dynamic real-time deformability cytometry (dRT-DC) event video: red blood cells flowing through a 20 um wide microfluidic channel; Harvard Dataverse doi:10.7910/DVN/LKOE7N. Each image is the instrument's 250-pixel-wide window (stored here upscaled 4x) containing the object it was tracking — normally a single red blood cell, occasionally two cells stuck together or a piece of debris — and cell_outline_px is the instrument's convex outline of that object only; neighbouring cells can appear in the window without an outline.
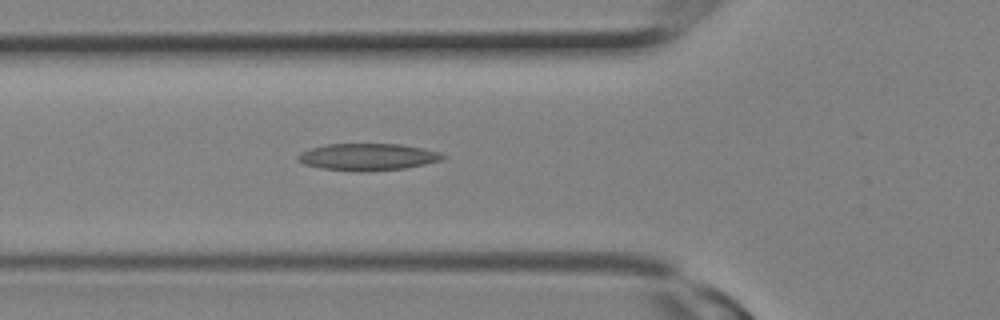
{"species": "Egyptian fruit bat (a non-hibernating species)", "species_latin": "Rousettus aegyptiacus", "temperature_condition": "room temperature", "stored_images_in_passage": 9, "camera_frame_rate_fps": 3000, "um_per_image_px": 0.085, "animal": {"sex": "female"}, "frame": {"image": 1, "passage_image": 9, "time_ms": 2.667, "image_size_px": [1000, 320], "cell_outline_px": [[448, 156], [440, 160], [424, 164], [404, 168], [360, 172], [320, 168], [304, 164], [296, 156], [300, 152], [312, 148], [328, 144], [400, 144], [440, 152]], "centroid_in_image_um": [31.25, 13.34], "position_along_channel_um": 94.6, "area_um2": 22.54}}